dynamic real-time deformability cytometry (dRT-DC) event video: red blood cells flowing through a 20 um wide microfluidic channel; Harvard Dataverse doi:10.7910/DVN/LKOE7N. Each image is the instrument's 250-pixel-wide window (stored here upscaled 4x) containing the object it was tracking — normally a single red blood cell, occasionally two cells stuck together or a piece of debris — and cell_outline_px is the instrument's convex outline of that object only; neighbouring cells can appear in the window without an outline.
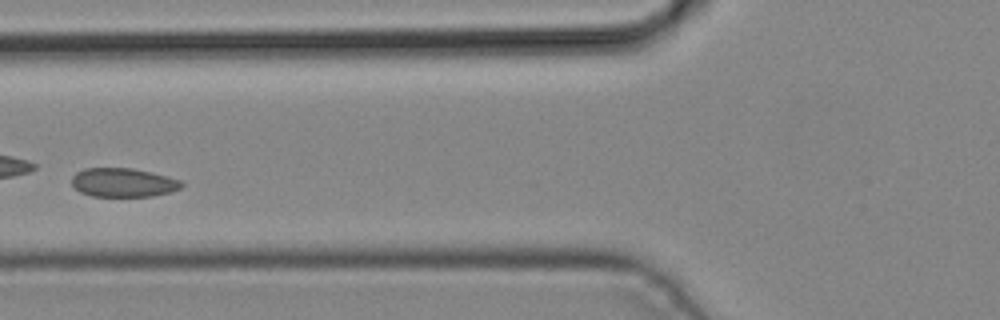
{"species": "common noctule bat (a hibernating species)", "species_latin": "Nyctalus noctula", "temperature_condition": "cold", "stored_images_in_passage": 5, "camera_frame_rate_fps": 3000, "um_per_image_px": 0.085, "animal": {"sex": "male", "body_mass_g": 19.2, "forearm_length_mm": 51.8}, "frame": {"image": 1, "passage_image": 5, "time_ms": 1.333, "image_size_px": [1000, 320], "cell_outline_px": [[184, 184], [180, 188], [172, 192], [152, 196], [92, 196], [80, 192], [72, 184], [72, 176], [76, 172], [84, 168], [132, 168], [152, 172], [180, 180]], "centroid_in_image_um": [10.47, 15.51], "position_along_channel_um": 115.3, "area_um2": 18.5}}